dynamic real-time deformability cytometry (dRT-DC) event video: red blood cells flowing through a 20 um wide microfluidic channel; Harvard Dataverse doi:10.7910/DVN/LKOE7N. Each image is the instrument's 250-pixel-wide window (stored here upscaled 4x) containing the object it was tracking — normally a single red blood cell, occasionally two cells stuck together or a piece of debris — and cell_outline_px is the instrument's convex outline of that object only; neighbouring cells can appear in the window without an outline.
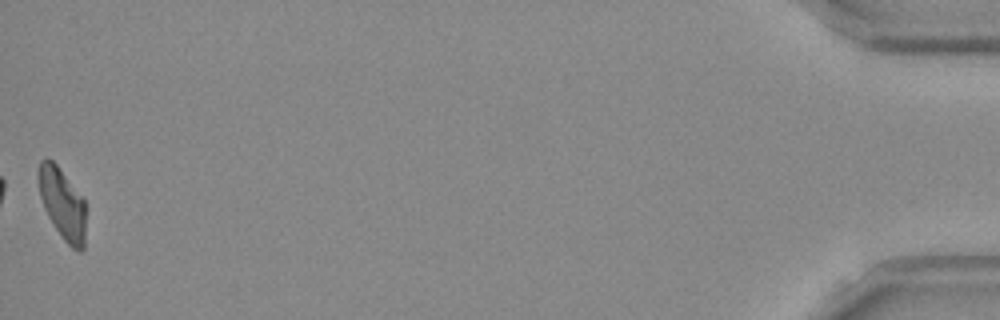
{"species": "Egyptian fruit bat (a non-hibernating species)", "species_latin": "Rousettus aegyptiacus", "temperature_condition": "room temperature", "stored_images_in_passage": 52, "camera_frame_rate_fps": 3000, "um_per_image_px": 0.085, "frame": {"image": 1, "passage_image": 52, "time_ms": 17.0, "image_size_px": [1000, 320], "cell_outline_px": [[84, 248], [80, 252], [72, 248], [64, 240], [48, 216], [44, 208], [40, 196], [36, 176], [40, 160], [52, 160], [56, 164], [84, 200]], "centroid_in_image_um": [5.26, 17.31], "position_along_channel_um": 429.9, "area_um2": 19.25}, "authors_computed_cell_mechanics": {"area_um2": 20.7791, "velocity_mm_per_s": 3.8071, "shape_relaxation_time_tau1_ms": 7.4393, "shape_relaxation_time_tau2_ms": null, "deformation_change_tau1": 0.2751, "deformation_change_tau2": null}}